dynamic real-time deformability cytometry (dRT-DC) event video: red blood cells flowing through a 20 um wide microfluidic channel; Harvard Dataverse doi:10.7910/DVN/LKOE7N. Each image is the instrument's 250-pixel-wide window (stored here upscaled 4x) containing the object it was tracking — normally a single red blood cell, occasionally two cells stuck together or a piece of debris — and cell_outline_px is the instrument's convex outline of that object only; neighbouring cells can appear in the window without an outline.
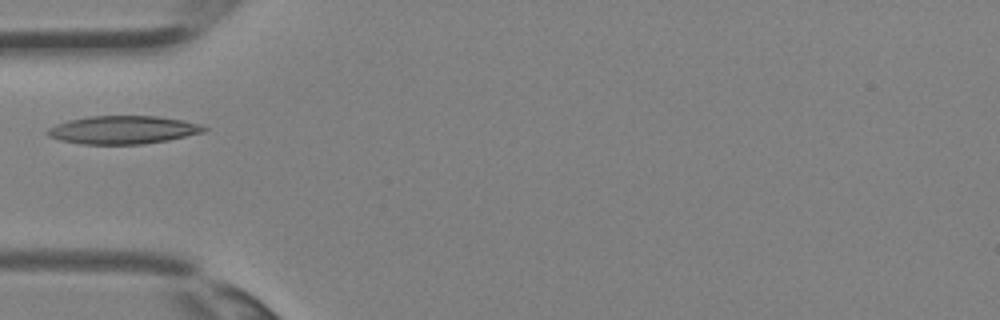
{"species": "Egyptian fruit bat (a non-hibernating species)", "species_latin": "Rousettus aegyptiacus", "temperature_condition": "room temperature", "stored_images_in_passage": 34, "camera_frame_rate_fps": 3000, "um_per_image_px": 0.085, "animal": {"sex": "female"}, "frame": {"image": 1, "passage_image": 10, "time_ms": 3.0, "image_size_px": [1000, 320], "cell_outline_px": [[208, 128], [204, 132], [168, 140], [144, 144], [80, 144], [60, 140], [48, 136], [44, 132], [48, 128], [56, 124], [68, 120], [88, 116], [156, 116], [180, 120], [200, 124]], "centroid_in_image_um": [10.41, 11.04], "position_along_channel_um": 74.6, "area_um2": 25.66}}
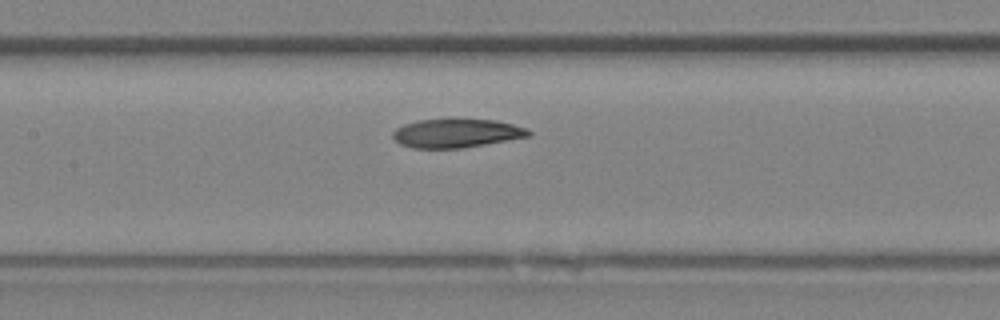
{"frame": {"image": 2, "passage_image": 15, "time_ms": 4.667, "image_size_px": [1000, 320], "cell_outline_px": [[532, 136], [460, 148], [412, 148], [400, 144], [392, 136], [392, 132], [396, 128], [404, 124], [416, 120], [448, 116], [496, 120], [528, 128], [532, 132]], "centroid_in_image_um": [38.79, 11.27], "position_along_channel_um": 168.6, "area_um2": 23.7}}
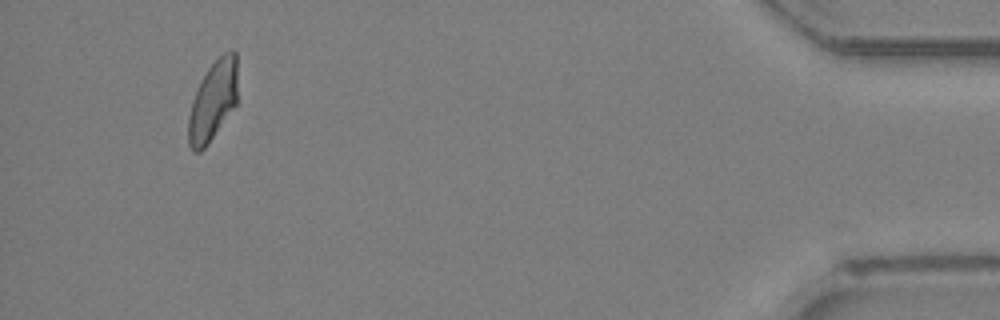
{"frame": {"image": 3, "passage_image": 32, "time_ms": 10.333, "image_size_px": [1000, 320], "cell_outline_px": [[236, 104], [204, 148], [200, 152], [192, 152], [188, 144], [188, 116], [192, 100], [200, 80], [208, 68], [224, 52], [232, 48], [236, 52]], "centroid_in_image_um": [18.07, 8.57], "position_along_channel_um": 417.1, "area_um2": 22.66}}